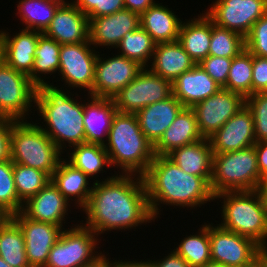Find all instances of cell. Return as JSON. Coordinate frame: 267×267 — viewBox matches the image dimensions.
I'll list each match as a JSON object with an SVG mask.
<instances>
[{"label": "cell", "mask_w": 267, "mask_h": 267, "mask_svg": "<svg viewBox=\"0 0 267 267\" xmlns=\"http://www.w3.org/2000/svg\"><path fill=\"white\" fill-rule=\"evenodd\" d=\"M134 179V180H133ZM84 226L97 235L111 230H129L154 221L143 176L121 174L95 180L87 205Z\"/></svg>", "instance_id": "cell-1"}, {"label": "cell", "mask_w": 267, "mask_h": 267, "mask_svg": "<svg viewBox=\"0 0 267 267\" xmlns=\"http://www.w3.org/2000/svg\"><path fill=\"white\" fill-rule=\"evenodd\" d=\"M143 179L154 219L159 215V203L195 209L215 200L210 184L203 177L183 172L167 156L155 155Z\"/></svg>", "instance_id": "cell-2"}, {"label": "cell", "mask_w": 267, "mask_h": 267, "mask_svg": "<svg viewBox=\"0 0 267 267\" xmlns=\"http://www.w3.org/2000/svg\"><path fill=\"white\" fill-rule=\"evenodd\" d=\"M72 95V97H71ZM74 94L51 84H42L37 88L35 104L41 114L45 128L38 125L63 153L66 143L69 147L86 142L83 124L84 103L73 98ZM65 145V146H64ZM64 148V149H63Z\"/></svg>", "instance_id": "cell-3"}, {"label": "cell", "mask_w": 267, "mask_h": 267, "mask_svg": "<svg viewBox=\"0 0 267 267\" xmlns=\"http://www.w3.org/2000/svg\"><path fill=\"white\" fill-rule=\"evenodd\" d=\"M107 141L104 147L112 167H119L122 174L147 172L155 157L154 146L141 131L136 114L116 112Z\"/></svg>", "instance_id": "cell-4"}, {"label": "cell", "mask_w": 267, "mask_h": 267, "mask_svg": "<svg viewBox=\"0 0 267 267\" xmlns=\"http://www.w3.org/2000/svg\"><path fill=\"white\" fill-rule=\"evenodd\" d=\"M221 202L222 228L253 239L267 252V212L258 190L226 191L215 195Z\"/></svg>", "instance_id": "cell-5"}, {"label": "cell", "mask_w": 267, "mask_h": 267, "mask_svg": "<svg viewBox=\"0 0 267 267\" xmlns=\"http://www.w3.org/2000/svg\"><path fill=\"white\" fill-rule=\"evenodd\" d=\"M35 123L16 121L10 134V160L13 163L43 171L50 177L56 170L61 151Z\"/></svg>", "instance_id": "cell-6"}, {"label": "cell", "mask_w": 267, "mask_h": 267, "mask_svg": "<svg viewBox=\"0 0 267 267\" xmlns=\"http://www.w3.org/2000/svg\"><path fill=\"white\" fill-rule=\"evenodd\" d=\"M262 179L254 146L213 154L210 187L214 196L226 191L257 190Z\"/></svg>", "instance_id": "cell-7"}, {"label": "cell", "mask_w": 267, "mask_h": 267, "mask_svg": "<svg viewBox=\"0 0 267 267\" xmlns=\"http://www.w3.org/2000/svg\"><path fill=\"white\" fill-rule=\"evenodd\" d=\"M96 235V236H95ZM90 228L80 224L65 228L53 245L44 267H84L94 263L101 253H96L99 239ZM96 250V251H95Z\"/></svg>", "instance_id": "cell-8"}, {"label": "cell", "mask_w": 267, "mask_h": 267, "mask_svg": "<svg viewBox=\"0 0 267 267\" xmlns=\"http://www.w3.org/2000/svg\"><path fill=\"white\" fill-rule=\"evenodd\" d=\"M209 224L211 261L227 267H253L267 252L253 239Z\"/></svg>", "instance_id": "cell-9"}, {"label": "cell", "mask_w": 267, "mask_h": 267, "mask_svg": "<svg viewBox=\"0 0 267 267\" xmlns=\"http://www.w3.org/2000/svg\"><path fill=\"white\" fill-rule=\"evenodd\" d=\"M172 95V82L143 68L112 100L117 112L136 114L142 108Z\"/></svg>", "instance_id": "cell-10"}, {"label": "cell", "mask_w": 267, "mask_h": 267, "mask_svg": "<svg viewBox=\"0 0 267 267\" xmlns=\"http://www.w3.org/2000/svg\"><path fill=\"white\" fill-rule=\"evenodd\" d=\"M37 88L27 75L0 59V112L6 118L27 121L25 117L35 104Z\"/></svg>", "instance_id": "cell-11"}, {"label": "cell", "mask_w": 267, "mask_h": 267, "mask_svg": "<svg viewBox=\"0 0 267 267\" xmlns=\"http://www.w3.org/2000/svg\"><path fill=\"white\" fill-rule=\"evenodd\" d=\"M211 6L205 14L216 26L235 31L244 38L267 12V0H216Z\"/></svg>", "instance_id": "cell-12"}, {"label": "cell", "mask_w": 267, "mask_h": 267, "mask_svg": "<svg viewBox=\"0 0 267 267\" xmlns=\"http://www.w3.org/2000/svg\"><path fill=\"white\" fill-rule=\"evenodd\" d=\"M91 43L61 45L59 54V75L68 87L86 89L88 94L92 91L97 51L91 49Z\"/></svg>", "instance_id": "cell-13"}, {"label": "cell", "mask_w": 267, "mask_h": 267, "mask_svg": "<svg viewBox=\"0 0 267 267\" xmlns=\"http://www.w3.org/2000/svg\"><path fill=\"white\" fill-rule=\"evenodd\" d=\"M245 105L246 99L241 94L221 88L191 108L201 135L209 138Z\"/></svg>", "instance_id": "cell-14"}, {"label": "cell", "mask_w": 267, "mask_h": 267, "mask_svg": "<svg viewBox=\"0 0 267 267\" xmlns=\"http://www.w3.org/2000/svg\"><path fill=\"white\" fill-rule=\"evenodd\" d=\"M97 56L92 97L112 98L122 88L134 80L143 70V66L121 55L108 59Z\"/></svg>", "instance_id": "cell-15"}, {"label": "cell", "mask_w": 267, "mask_h": 267, "mask_svg": "<svg viewBox=\"0 0 267 267\" xmlns=\"http://www.w3.org/2000/svg\"><path fill=\"white\" fill-rule=\"evenodd\" d=\"M20 227L30 267H44L64 227L27 218L21 211L10 216Z\"/></svg>", "instance_id": "cell-16"}, {"label": "cell", "mask_w": 267, "mask_h": 267, "mask_svg": "<svg viewBox=\"0 0 267 267\" xmlns=\"http://www.w3.org/2000/svg\"><path fill=\"white\" fill-rule=\"evenodd\" d=\"M213 154L237 151L254 146V118L245 105L218 131L208 138Z\"/></svg>", "instance_id": "cell-17"}, {"label": "cell", "mask_w": 267, "mask_h": 267, "mask_svg": "<svg viewBox=\"0 0 267 267\" xmlns=\"http://www.w3.org/2000/svg\"><path fill=\"white\" fill-rule=\"evenodd\" d=\"M19 31L12 38L9 32L0 31V59L17 72L27 75L32 81L35 52L38 39L43 33L28 29Z\"/></svg>", "instance_id": "cell-18"}, {"label": "cell", "mask_w": 267, "mask_h": 267, "mask_svg": "<svg viewBox=\"0 0 267 267\" xmlns=\"http://www.w3.org/2000/svg\"><path fill=\"white\" fill-rule=\"evenodd\" d=\"M139 26L140 15L128 9L95 17L89 20V41L93 48L98 46L116 48L127 32H133Z\"/></svg>", "instance_id": "cell-19"}, {"label": "cell", "mask_w": 267, "mask_h": 267, "mask_svg": "<svg viewBox=\"0 0 267 267\" xmlns=\"http://www.w3.org/2000/svg\"><path fill=\"white\" fill-rule=\"evenodd\" d=\"M43 34L60 45L89 41V19L72 2L64 1Z\"/></svg>", "instance_id": "cell-20"}, {"label": "cell", "mask_w": 267, "mask_h": 267, "mask_svg": "<svg viewBox=\"0 0 267 267\" xmlns=\"http://www.w3.org/2000/svg\"><path fill=\"white\" fill-rule=\"evenodd\" d=\"M68 200L50 181L35 196L23 203L21 212L31 220L51 223L60 227L68 215ZM64 222V223H63Z\"/></svg>", "instance_id": "cell-21"}, {"label": "cell", "mask_w": 267, "mask_h": 267, "mask_svg": "<svg viewBox=\"0 0 267 267\" xmlns=\"http://www.w3.org/2000/svg\"><path fill=\"white\" fill-rule=\"evenodd\" d=\"M221 88L199 64L172 82V94L188 108L207 99Z\"/></svg>", "instance_id": "cell-22"}, {"label": "cell", "mask_w": 267, "mask_h": 267, "mask_svg": "<svg viewBox=\"0 0 267 267\" xmlns=\"http://www.w3.org/2000/svg\"><path fill=\"white\" fill-rule=\"evenodd\" d=\"M183 108L184 106L172 94L165 100L149 104L136 113L141 131L153 146Z\"/></svg>", "instance_id": "cell-23"}, {"label": "cell", "mask_w": 267, "mask_h": 267, "mask_svg": "<svg viewBox=\"0 0 267 267\" xmlns=\"http://www.w3.org/2000/svg\"><path fill=\"white\" fill-rule=\"evenodd\" d=\"M84 103L83 124L86 143L105 145L117 112L112 98L92 97ZM106 137V138H104Z\"/></svg>", "instance_id": "cell-24"}, {"label": "cell", "mask_w": 267, "mask_h": 267, "mask_svg": "<svg viewBox=\"0 0 267 267\" xmlns=\"http://www.w3.org/2000/svg\"><path fill=\"white\" fill-rule=\"evenodd\" d=\"M149 70L160 77L173 82L184 72L192 69L196 62L183 49L180 42L156 43Z\"/></svg>", "instance_id": "cell-25"}, {"label": "cell", "mask_w": 267, "mask_h": 267, "mask_svg": "<svg viewBox=\"0 0 267 267\" xmlns=\"http://www.w3.org/2000/svg\"><path fill=\"white\" fill-rule=\"evenodd\" d=\"M203 139L192 108L184 107L154 145V154L167 156L173 150Z\"/></svg>", "instance_id": "cell-26"}, {"label": "cell", "mask_w": 267, "mask_h": 267, "mask_svg": "<svg viewBox=\"0 0 267 267\" xmlns=\"http://www.w3.org/2000/svg\"><path fill=\"white\" fill-rule=\"evenodd\" d=\"M167 157L183 172L203 177L209 184L211 183L213 151L208 138L177 148Z\"/></svg>", "instance_id": "cell-27"}, {"label": "cell", "mask_w": 267, "mask_h": 267, "mask_svg": "<svg viewBox=\"0 0 267 267\" xmlns=\"http://www.w3.org/2000/svg\"><path fill=\"white\" fill-rule=\"evenodd\" d=\"M51 182L68 202L74 198L75 205L78 204L80 209L87 205L92 192V187H89V177L64 158L59 161L53 172Z\"/></svg>", "instance_id": "cell-28"}, {"label": "cell", "mask_w": 267, "mask_h": 267, "mask_svg": "<svg viewBox=\"0 0 267 267\" xmlns=\"http://www.w3.org/2000/svg\"><path fill=\"white\" fill-rule=\"evenodd\" d=\"M182 22L172 10L162 3H154L140 15V26L155 43L177 41Z\"/></svg>", "instance_id": "cell-29"}, {"label": "cell", "mask_w": 267, "mask_h": 267, "mask_svg": "<svg viewBox=\"0 0 267 267\" xmlns=\"http://www.w3.org/2000/svg\"><path fill=\"white\" fill-rule=\"evenodd\" d=\"M197 17L182 22L178 41L196 64H199L209 55L212 20L205 13H200Z\"/></svg>", "instance_id": "cell-30"}, {"label": "cell", "mask_w": 267, "mask_h": 267, "mask_svg": "<svg viewBox=\"0 0 267 267\" xmlns=\"http://www.w3.org/2000/svg\"><path fill=\"white\" fill-rule=\"evenodd\" d=\"M0 257L11 267H30L23 233L10 216L0 224Z\"/></svg>", "instance_id": "cell-31"}, {"label": "cell", "mask_w": 267, "mask_h": 267, "mask_svg": "<svg viewBox=\"0 0 267 267\" xmlns=\"http://www.w3.org/2000/svg\"><path fill=\"white\" fill-rule=\"evenodd\" d=\"M65 0H20L18 14L26 27L23 29L44 32Z\"/></svg>", "instance_id": "cell-32"}, {"label": "cell", "mask_w": 267, "mask_h": 267, "mask_svg": "<svg viewBox=\"0 0 267 267\" xmlns=\"http://www.w3.org/2000/svg\"><path fill=\"white\" fill-rule=\"evenodd\" d=\"M67 160L75 168L81 170L89 178L95 177L98 173H103V168H112L108 153L103 145L93 143H81L73 146V150L68 154ZM102 171V172H101Z\"/></svg>", "instance_id": "cell-33"}, {"label": "cell", "mask_w": 267, "mask_h": 267, "mask_svg": "<svg viewBox=\"0 0 267 267\" xmlns=\"http://www.w3.org/2000/svg\"><path fill=\"white\" fill-rule=\"evenodd\" d=\"M60 48L61 45L54 39L44 34L39 37L32 67V82L37 87L42 84H48L47 81L41 78L42 76L40 74H50L51 76L59 70Z\"/></svg>", "instance_id": "cell-34"}, {"label": "cell", "mask_w": 267, "mask_h": 267, "mask_svg": "<svg viewBox=\"0 0 267 267\" xmlns=\"http://www.w3.org/2000/svg\"><path fill=\"white\" fill-rule=\"evenodd\" d=\"M198 230L200 232L184 237L174 249L191 267L202 266L211 261L209 224L204 223Z\"/></svg>", "instance_id": "cell-35"}, {"label": "cell", "mask_w": 267, "mask_h": 267, "mask_svg": "<svg viewBox=\"0 0 267 267\" xmlns=\"http://www.w3.org/2000/svg\"><path fill=\"white\" fill-rule=\"evenodd\" d=\"M155 44L151 36L139 26L133 32H127L116 49L120 48L119 55L148 68L150 66L147 63L153 57Z\"/></svg>", "instance_id": "cell-36"}, {"label": "cell", "mask_w": 267, "mask_h": 267, "mask_svg": "<svg viewBox=\"0 0 267 267\" xmlns=\"http://www.w3.org/2000/svg\"><path fill=\"white\" fill-rule=\"evenodd\" d=\"M253 55L244 49L232 58L224 89L241 94L245 99L252 95Z\"/></svg>", "instance_id": "cell-37"}, {"label": "cell", "mask_w": 267, "mask_h": 267, "mask_svg": "<svg viewBox=\"0 0 267 267\" xmlns=\"http://www.w3.org/2000/svg\"><path fill=\"white\" fill-rule=\"evenodd\" d=\"M13 175L18 198L22 203L35 196L51 181L47 173L16 163L13 164Z\"/></svg>", "instance_id": "cell-38"}, {"label": "cell", "mask_w": 267, "mask_h": 267, "mask_svg": "<svg viewBox=\"0 0 267 267\" xmlns=\"http://www.w3.org/2000/svg\"><path fill=\"white\" fill-rule=\"evenodd\" d=\"M245 49V38L232 30L218 27L212 21L209 55L225 58L238 56Z\"/></svg>", "instance_id": "cell-39"}, {"label": "cell", "mask_w": 267, "mask_h": 267, "mask_svg": "<svg viewBox=\"0 0 267 267\" xmlns=\"http://www.w3.org/2000/svg\"><path fill=\"white\" fill-rule=\"evenodd\" d=\"M13 164L10 159L0 162V209L8 216L19 213L23 207L15 188Z\"/></svg>", "instance_id": "cell-40"}, {"label": "cell", "mask_w": 267, "mask_h": 267, "mask_svg": "<svg viewBox=\"0 0 267 267\" xmlns=\"http://www.w3.org/2000/svg\"><path fill=\"white\" fill-rule=\"evenodd\" d=\"M246 105L253 113L256 142L267 141V92L247 97Z\"/></svg>", "instance_id": "cell-41"}, {"label": "cell", "mask_w": 267, "mask_h": 267, "mask_svg": "<svg viewBox=\"0 0 267 267\" xmlns=\"http://www.w3.org/2000/svg\"><path fill=\"white\" fill-rule=\"evenodd\" d=\"M245 49L252 55L267 58V12L253 24L245 37Z\"/></svg>", "instance_id": "cell-42"}, {"label": "cell", "mask_w": 267, "mask_h": 267, "mask_svg": "<svg viewBox=\"0 0 267 267\" xmlns=\"http://www.w3.org/2000/svg\"><path fill=\"white\" fill-rule=\"evenodd\" d=\"M72 3L86 14L89 20L125 9L124 0H74Z\"/></svg>", "instance_id": "cell-43"}, {"label": "cell", "mask_w": 267, "mask_h": 267, "mask_svg": "<svg viewBox=\"0 0 267 267\" xmlns=\"http://www.w3.org/2000/svg\"><path fill=\"white\" fill-rule=\"evenodd\" d=\"M232 58L208 55L199 65L211 76L222 88L226 86Z\"/></svg>", "instance_id": "cell-44"}, {"label": "cell", "mask_w": 267, "mask_h": 267, "mask_svg": "<svg viewBox=\"0 0 267 267\" xmlns=\"http://www.w3.org/2000/svg\"><path fill=\"white\" fill-rule=\"evenodd\" d=\"M267 92V58L253 55L252 94Z\"/></svg>", "instance_id": "cell-45"}, {"label": "cell", "mask_w": 267, "mask_h": 267, "mask_svg": "<svg viewBox=\"0 0 267 267\" xmlns=\"http://www.w3.org/2000/svg\"><path fill=\"white\" fill-rule=\"evenodd\" d=\"M16 120L0 119V162L10 159V134Z\"/></svg>", "instance_id": "cell-46"}, {"label": "cell", "mask_w": 267, "mask_h": 267, "mask_svg": "<svg viewBox=\"0 0 267 267\" xmlns=\"http://www.w3.org/2000/svg\"><path fill=\"white\" fill-rule=\"evenodd\" d=\"M152 267H191L186 260H184L174 250L170 251L168 256L158 260H151Z\"/></svg>", "instance_id": "cell-47"}, {"label": "cell", "mask_w": 267, "mask_h": 267, "mask_svg": "<svg viewBox=\"0 0 267 267\" xmlns=\"http://www.w3.org/2000/svg\"><path fill=\"white\" fill-rule=\"evenodd\" d=\"M254 147L257 154L260 176L264 178L267 175V141L256 142Z\"/></svg>", "instance_id": "cell-48"}, {"label": "cell", "mask_w": 267, "mask_h": 267, "mask_svg": "<svg viewBox=\"0 0 267 267\" xmlns=\"http://www.w3.org/2000/svg\"><path fill=\"white\" fill-rule=\"evenodd\" d=\"M156 1L155 0H124L125 9L141 15L149 7H151Z\"/></svg>", "instance_id": "cell-49"}, {"label": "cell", "mask_w": 267, "mask_h": 267, "mask_svg": "<svg viewBox=\"0 0 267 267\" xmlns=\"http://www.w3.org/2000/svg\"><path fill=\"white\" fill-rule=\"evenodd\" d=\"M114 267H152L151 266V260L147 261H122V260H118V261H114Z\"/></svg>", "instance_id": "cell-50"}, {"label": "cell", "mask_w": 267, "mask_h": 267, "mask_svg": "<svg viewBox=\"0 0 267 267\" xmlns=\"http://www.w3.org/2000/svg\"><path fill=\"white\" fill-rule=\"evenodd\" d=\"M84 267H114V261H109V258L103 254L94 263L86 265Z\"/></svg>", "instance_id": "cell-51"}, {"label": "cell", "mask_w": 267, "mask_h": 267, "mask_svg": "<svg viewBox=\"0 0 267 267\" xmlns=\"http://www.w3.org/2000/svg\"><path fill=\"white\" fill-rule=\"evenodd\" d=\"M257 190L262 198L264 208L267 212V183H260Z\"/></svg>", "instance_id": "cell-52"}, {"label": "cell", "mask_w": 267, "mask_h": 267, "mask_svg": "<svg viewBox=\"0 0 267 267\" xmlns=\"http://www.w3.org/2000/svg\"><path fill=\"white\" fill-rule=\"evenodd\" d=\"M198 267H227V266H224V265L217 263V262L210 261V262L206 263L205 265L198 266Z\"/></svg>", "instance_id": "cell-53"}, {"label": "cell", "mask_w": 267, "mask_h": 267, "mask_svg": "<svg viewBox=\"0 0 267 267\" xmlns=\"http://www.w3.org/2000/svg\"><path fill=\"white\" fill-rule=\"evenodd\" d=\"M8 217L1 209H0V224Z\"/></svg>", "instance_id": "cell-54"}, {"label": "cell", "mask_w": 267, "mask_h": 267, "mask_svg": "<svg viewBox=\"0 0 267 267\" xmlns=\"http://www.w3.org/2000/svg\"><path fill=\"white\" fill-rule=\"evenodd\" d=\"M0 267H11L0 257Z\"/></svg>", "instance_id": "cell-55"}, {"label": "cell", "mask_w": 267, "mask_h": 267, "mask_svg": "<svg viewBox=\"0 0 267 267\" xmlns=\"http://www.w3.org/2000/svg\"><path fill=\"white\" fill-rule=\"evenodd\" d=\"M253 267H264V257Z\"/></svg>", "instance_id": "cell-56"}, {"label": "cell", "mask_w": 267, "mask_h": 267, "mask_svg": "<svg viewBox=\"0 0 267 267\" xmlns=\"http://www.w3.org/2000/svg\"><path fill=\"white\" fill-rule=\"evenodd\" d=\"M264 267H267V254L264 256Z\"/></svg>", "instance_id": "cell-57"}, {"label": "cell", "mask_w": 267, "mask_h": 267, "mask_svg": "<svg viewBox=\"0 0 267 267\" xmlns=\"http://www.w3.org/2000/svg\"><path fill=\"white\" fill-rule=\"evenodd\" d=\"M260 183H267V175L261 180Z\"/></svg>", "instance_id": "cell-58"}, {"label": "cell", "mask_w": 267, "mask_h": 267, "mask_svg": "<svg viewBox=\"0 0 267 267\" xmlns=\"http://www.w3.org/2000/svg\"><path fill=\"white\" fill-rule=\"evenodd\" d=\"M6 118L1 112H0V119Z\"/></svg>", "instance_id": "cell-59"}]
</instances>
